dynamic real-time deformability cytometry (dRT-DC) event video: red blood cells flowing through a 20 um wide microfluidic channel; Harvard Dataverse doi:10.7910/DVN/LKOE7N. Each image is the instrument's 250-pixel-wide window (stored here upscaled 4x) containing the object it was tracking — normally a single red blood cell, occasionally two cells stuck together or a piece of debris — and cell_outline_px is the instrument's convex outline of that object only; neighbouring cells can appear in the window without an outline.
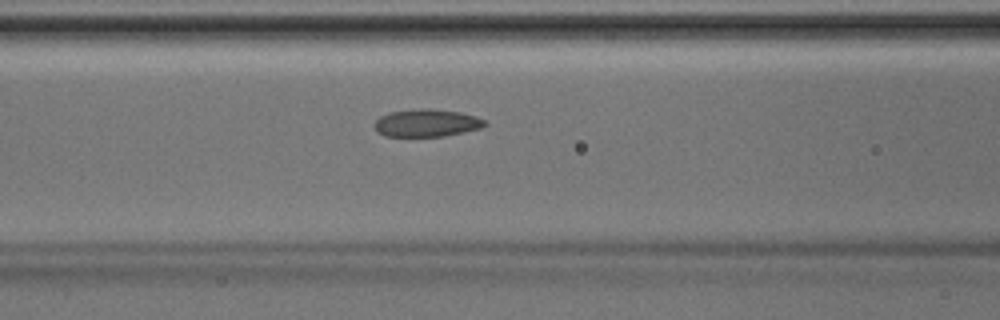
{"species": "Egyptian fruit bat (a non-hibernating species)", "species_latin": "Rousettus aegyptiacus", "temperature_condition": "room temperature", "stored_images_in_passage": 33, "camera_frame_rate_fps": 3000, "um_per_image_px": 0.085, "animal": {"sex": "male"}, "frame": {"image": 1, "passage_image": 14, "time_ms": 4.333, "image_size_px": [1000, 320], "cell_outline_px": [[488, 124], [480, 128], [444, 136], [384, 136], [376, 132], [372, 124], [380, 116], [388, 112], [416, 108], [428, 108], [460, 112], [476, 116], [484, 120]], "centroid_in_image_um": [36.21, 10.44], "position_along_channel_um": 130.4, "area_um2": 17.92}}
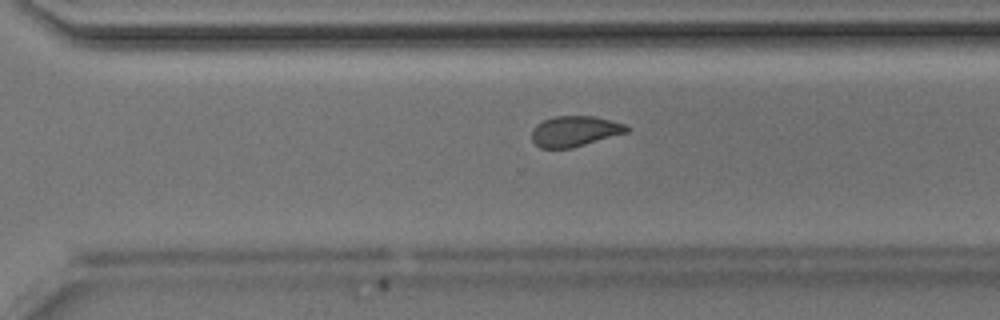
{"frame": {"image": 2, "passage_image": 27, "time_ms": 8.667, "image_size_px": [1000, 320], "cell_outline_px": [[632, 128], [628, 132], [572, 148], [540, 148], [532, 140], [532, 128], [536, 124], [544, 120], [556, 116], [592, 116], [624, 124]], "centroid_in_image_um": [48.84, 11.16], "position_along_channel_um": 321.8, "area_um2": 16.82}}
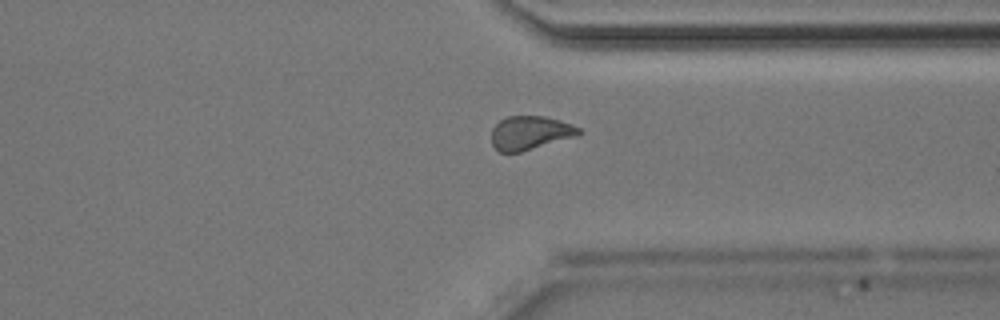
{"frame": {"image": 3, "passage_image": 30, "time_ms": 9.667, "image_size_px": [1000, 320], "cell_outline_px": [[584, 132], [576, 136], [520, 152], [500, 152], [492, 144], [492, 128], [500, 120], [508, 116], [544, 116], [560, 120], [572, 124], [580, 128]], "centroid_in_image_um": [45.08, 11.28], "position_along_channel_um": 366.3, "area_um2": 17.11}}